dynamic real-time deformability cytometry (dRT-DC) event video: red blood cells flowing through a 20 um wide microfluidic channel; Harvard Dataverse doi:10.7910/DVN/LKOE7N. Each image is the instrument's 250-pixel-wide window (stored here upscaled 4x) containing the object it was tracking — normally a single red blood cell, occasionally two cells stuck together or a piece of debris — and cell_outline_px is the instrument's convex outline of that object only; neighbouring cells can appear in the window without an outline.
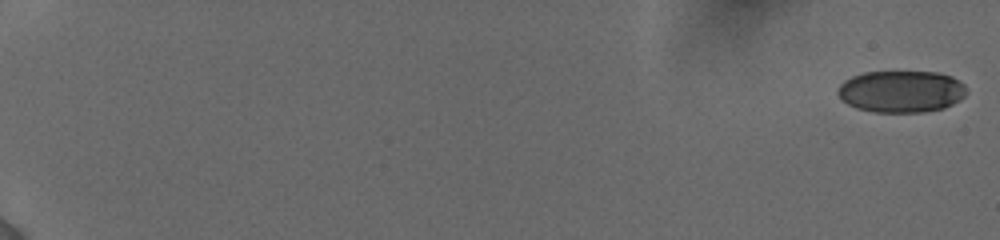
{"species": "human", "species_latin": "Homo sapiens", "temperature_condition": "cold", "stored_images_in_passage": 29, "camera_frame_rate_fps": 3000, "um_per_image_px": 0.085, "donor": {"sex": "female"}, "frame": {"image": 1, "passage_image": 1, "time_ms": 0.0, "image_size_px": [1000, 240], "cell_outline_px": [[968, 92], [960, 100], [944, 108], [924, 112], [876, 112], [856, 108], [848, 104], [836, 92], [836, 88], [844, 80], [852, 76], [864, 72], [940, 72], [952, 76], [964, 84]], "centroid_in_image_um": [76.62, 7.77], "position_along_channel_um": 8.4, "area_um2": 31.62}}
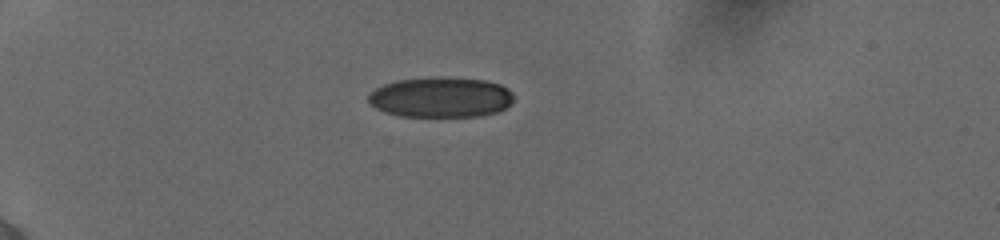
{"frame": {"image": 2, "passage_image": 24, "time_ms": 5.667, "image_size_px": [1000, 240], "cell_outline_px": [[512, 100], [504, 108], [496, 112], [480, 116], [400, 116], [384, 112], [368, 104], [368, 96], [376, 88], [384, 84], [400, 80], [484, 80], [500, 84], [508, 88], [512, 92]], "centroid_in_image_um": [37.44, 8.32], "position_along_channel_um": 47.6, "area_um2": 32.89}}